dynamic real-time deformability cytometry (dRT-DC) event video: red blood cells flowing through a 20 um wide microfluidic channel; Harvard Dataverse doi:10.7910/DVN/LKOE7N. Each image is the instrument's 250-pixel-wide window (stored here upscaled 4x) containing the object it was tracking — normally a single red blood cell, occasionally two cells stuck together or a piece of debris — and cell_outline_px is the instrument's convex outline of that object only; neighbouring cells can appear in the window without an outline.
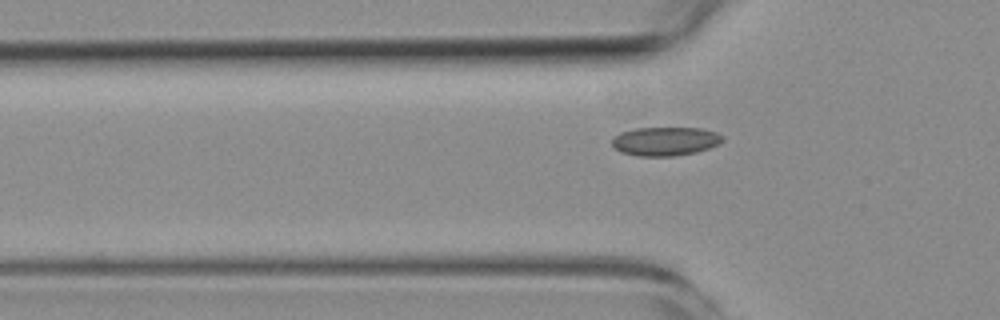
{"species": "common noctule bat (a hibernating species)", "species_latin": "Nyctalus noctula", "temperature_condition": "room temperature", "stored_images_in_passage": 7, "camera_frame_rate_fps": 3000, "um_per_image_px": 0.085, "animal": {"sex": "female", "body_mass_g": 19.3, "forearm_length_mm": 54.1}, "frame": {"image": 1, "passage_image": 7, "time_ms": 7.333, "image_size_px": [1000, 320], "cell_outline_px": [[724, 140], [708, 148], [696, 152], [672, 156], [636, 156], [620, 152], [612, 144], [612, 140], [620, 132], [636, 128], [700, 128], [716, 132], [724, 136]], "centroid_in_image_um": [56.54, 12.0], "position_along_channel_um": 69.3, "area_um2": 18.44}}